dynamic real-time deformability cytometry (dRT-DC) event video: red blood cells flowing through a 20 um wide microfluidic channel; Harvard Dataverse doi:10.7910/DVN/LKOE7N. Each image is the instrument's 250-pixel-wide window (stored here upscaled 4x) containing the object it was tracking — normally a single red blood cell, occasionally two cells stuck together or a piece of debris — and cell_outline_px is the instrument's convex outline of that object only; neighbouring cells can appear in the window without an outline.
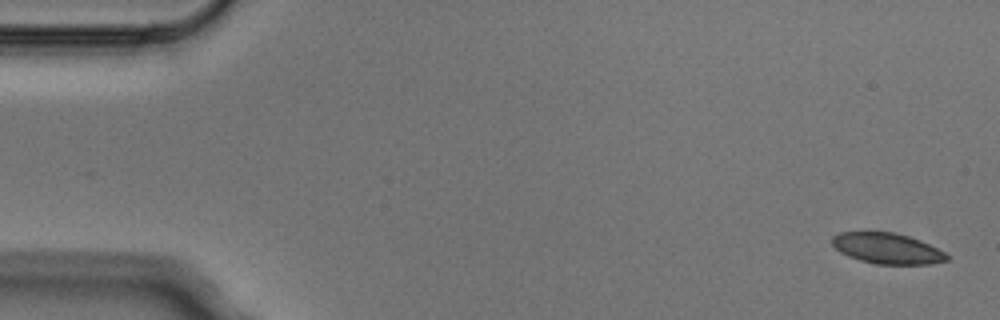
{"species": "Egyptian fruit bat (a non-hibernating species)", "species_latin": "Rousettus aegyptiacus", "temperature_condition": "cold", "stored_images_in_passage": 3, "camera_frame_rate_fps": 3000, "um_per_image_px": 0.085, "animal": {"sex": "male"}, "frame": {"image": 1, "passage_image": 1, "time_ms": 0.0, "image_size_px": [1000, 320], "cell_outline_px": [[952, 256], [948, 260], [928, 264], [876, 264], [860, 260], [848, 256], [840, 252], [832, 244], [832, 236], [840, 232], [892, 232], [908, 236], [920, 240]], "centroid_in_image_um": [75.41, 21.12], "position_along_channel_um": 9.6, "area_um2": 20.46}}